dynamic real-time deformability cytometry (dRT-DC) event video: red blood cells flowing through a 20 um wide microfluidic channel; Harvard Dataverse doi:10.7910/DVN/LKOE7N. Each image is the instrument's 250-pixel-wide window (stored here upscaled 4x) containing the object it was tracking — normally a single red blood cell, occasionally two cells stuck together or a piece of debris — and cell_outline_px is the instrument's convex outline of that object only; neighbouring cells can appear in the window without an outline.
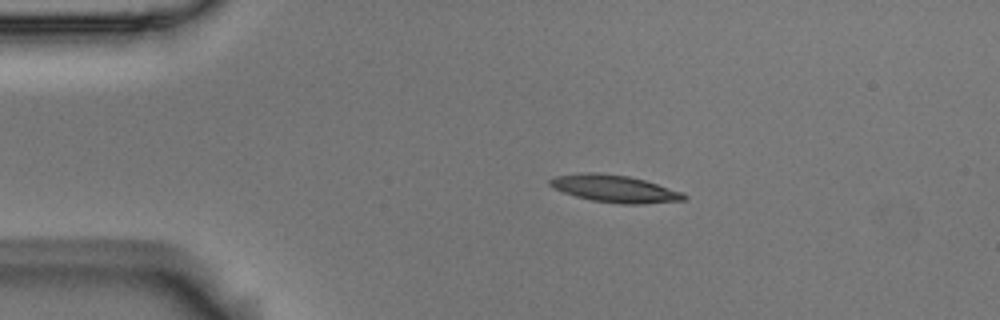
{"species": "Egyptian fruit bat (a non-hibernating species)", "species_latin": "Rousettus aegyptiacus", "temperature_condition": "room temperature", "stored_images_in_passage": 4, "camera_frame_rate_fps": 3000, "um_per_image_px": 0.085, "animal": {"sex": "male"}, "frame": {"image": 1, "passage_image": 2, "time_ms": 0.333, "image_size_px": [1000, 320], "cell_outline_px": [[688, 196], [684, 200], [644, 204], [620, 204], [592, 200], [576, 196], [564, 192], [548, 184], [548, 180], [556, 176], [584, 172], [596, 172], [628, 176], [644, 180], [684, 192]], "centroid_in_image_um": [52.28, 16.04], "position_along_channel_um": 32.7, "area_um2": 21.21}}
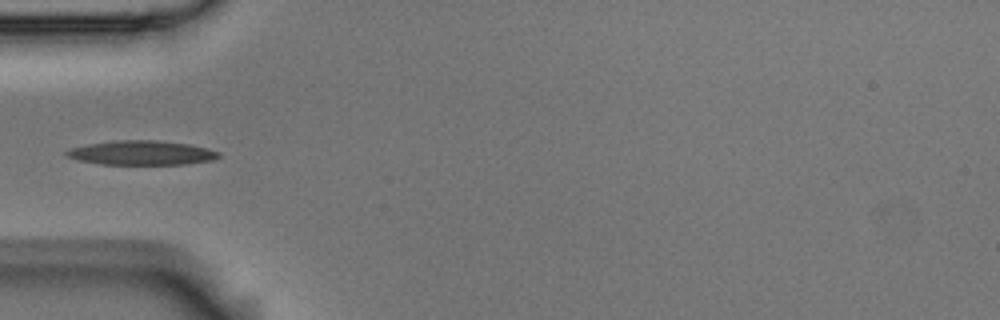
{"frame": {"image": 2, "passage_image": 4, "time_ms": 1.0, "image_size_px": [1000, 320], "cell_outline_px": [[220, 156], [212, 160], [184, 164], [100, 164], [76, 160], [64, 156], [64, 152], [68, 148], [88, 144], [116, 140], [156, 140], [188, 144], [220, 152]], "centroid_in_image_um": [11.94, 12.99], "position_along_channel_um": 73.1, "area_um2": 21.56}}